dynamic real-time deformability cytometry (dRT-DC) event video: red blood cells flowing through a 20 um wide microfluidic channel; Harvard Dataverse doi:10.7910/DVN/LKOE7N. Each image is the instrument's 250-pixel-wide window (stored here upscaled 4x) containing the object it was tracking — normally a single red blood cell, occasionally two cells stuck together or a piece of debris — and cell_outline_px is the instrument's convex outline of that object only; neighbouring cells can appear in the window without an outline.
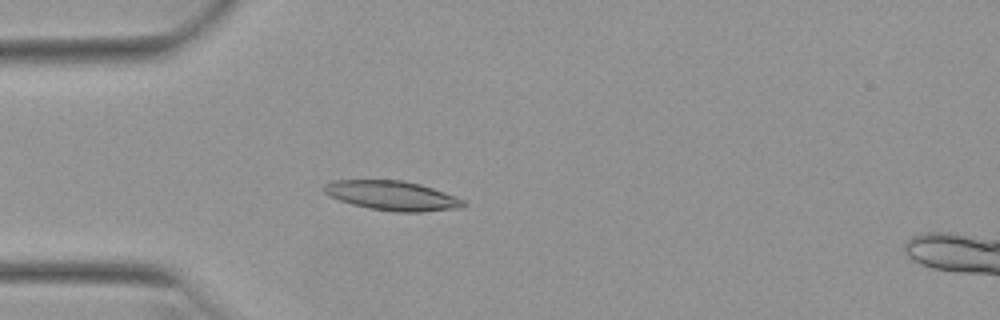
{"species": "Egyptian fruit bat (a non-hibernating species)", "species_latin": "Rousettus aegyptiacus", "temperature_condition": "warm", "stored_images_in_passage": 53, "camera_frame_rate_fps": 3000, "um_per_image_px": 0.085, "animal": {"sex": "female"}, "frame": {"image": 1, "passage_image": 15, "time_ms": 4.667, "image_size_px": [1000, 320], "cell_outline_px": [[468, 204], [464, 208], [420, 212], [396, 212], [368, 208], [352, 204], [328, 196], [320, 188], [324, 184], [332, 180], [404, 180], [420, 184], [456, 196], [464, 200]], "centroid_in_image_um": [33.34, 16.63], "position_along_channel_um": 51.7, "area_um2": 24.28}}
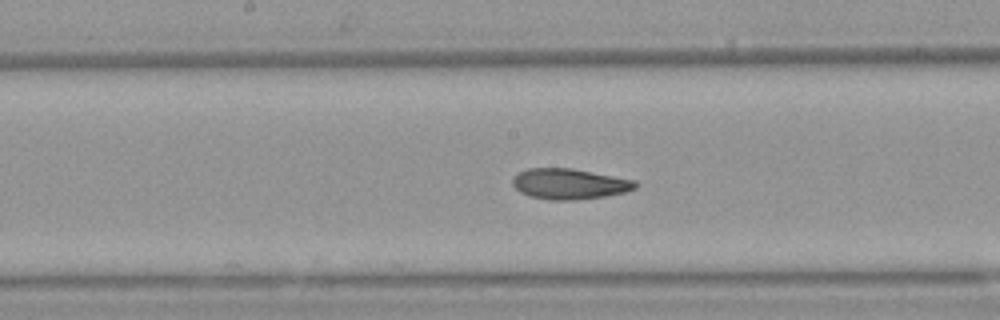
{"frame": {"image": 2, "passage_image": 27, "time_ms": 8.667, "image_size_px": [1000, 320], "cell_outline_px": [[640, 184], [636, 188], [624, 192], [604, 196], [576, 200], [548, 200], [528, 196], [520, 192], [512, 184], [512, 180], [520, 172], [528, 168], [572, 168], [636, 180]], "centroid_in_image_um": [48.42, 15.63], "position_along_channel_um": 199.8, "area_um2": 21.96}}
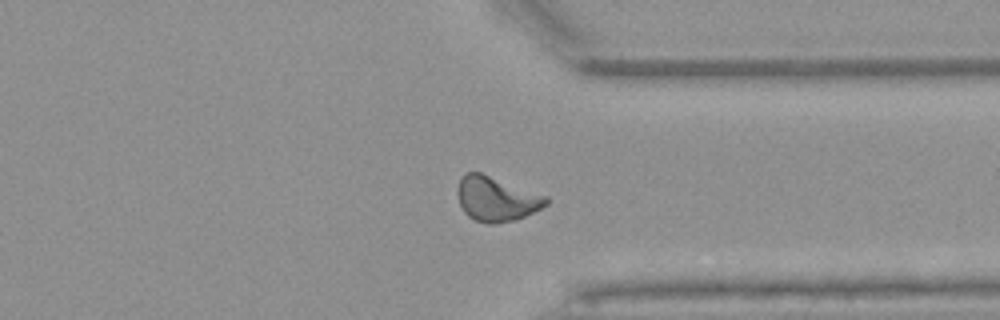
{"frame": {"image": 3, "passage_image": 40, "time_ms": 13.0, "image_size_px": [1000, 320], "cell_outline_px": [[548, 204], [516, 220], [492, 224], [488, 224], [476, 220], [468, 216], [464, 212], [460, 204], [456, 192], [456, 188], [460, 176], [464, 172], [480, 172], [548, 196]], "centroid_in_image_um": [42.15, 16.89], "position_along_channel_um": 369.2, "area_um2": 23.18}, "authors_computed_cell_mechanics": {"area_um2": 22.3686, "velocity_mm_per_s": 3.9493, "shape_relaxation_time_tau1_ms": null, "shape_relaxation_time_tau2_ms": 2.7124, "deformation_change_tau1": null, "deformation_change_tau2": 0.09}}